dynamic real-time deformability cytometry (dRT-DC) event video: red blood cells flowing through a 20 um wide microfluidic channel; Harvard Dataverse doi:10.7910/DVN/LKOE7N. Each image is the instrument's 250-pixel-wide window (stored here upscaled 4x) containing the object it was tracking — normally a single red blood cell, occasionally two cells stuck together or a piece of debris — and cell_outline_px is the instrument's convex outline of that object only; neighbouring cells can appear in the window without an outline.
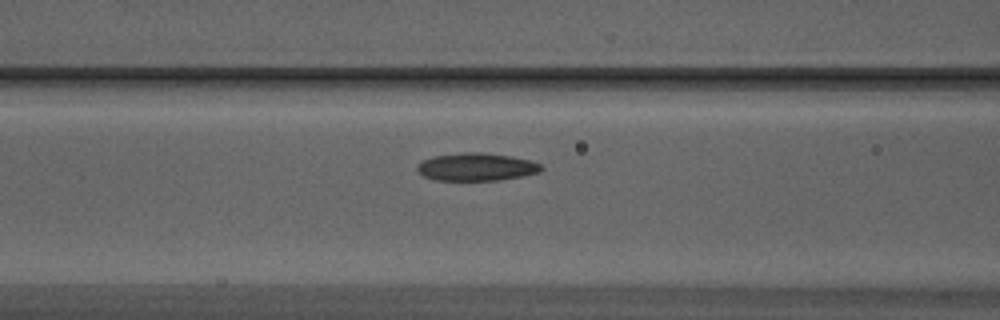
{"species": "Egyptian fruit bat (a non-hibernating species)", "species_latin": "Rousettus aegyptiacus", "temperature_condition": "warm", "stored_images_in_passage": 9, "camera_frame_rate_fps": 3000, "um_per_image_px": 0.085, "animal": {"sex": "male"}, "frame": {"image": 1, "passage_image": 7, "time_ms": 2.0, "image_size_px": [1000, 320], "cell_outline_px": [[544, 168], [540, 172], [524, 176], [500, 180], [436, 180], [424, 176], [416, 168], [416, 164], [432, 156], [464, 152], [480, 152], [512, 156], [532, 160], [540, 164]], "centroid_in_image_um": [40.53, 14.18], "position_along_channel_um": 126.1, "area_um2": 20.23}}